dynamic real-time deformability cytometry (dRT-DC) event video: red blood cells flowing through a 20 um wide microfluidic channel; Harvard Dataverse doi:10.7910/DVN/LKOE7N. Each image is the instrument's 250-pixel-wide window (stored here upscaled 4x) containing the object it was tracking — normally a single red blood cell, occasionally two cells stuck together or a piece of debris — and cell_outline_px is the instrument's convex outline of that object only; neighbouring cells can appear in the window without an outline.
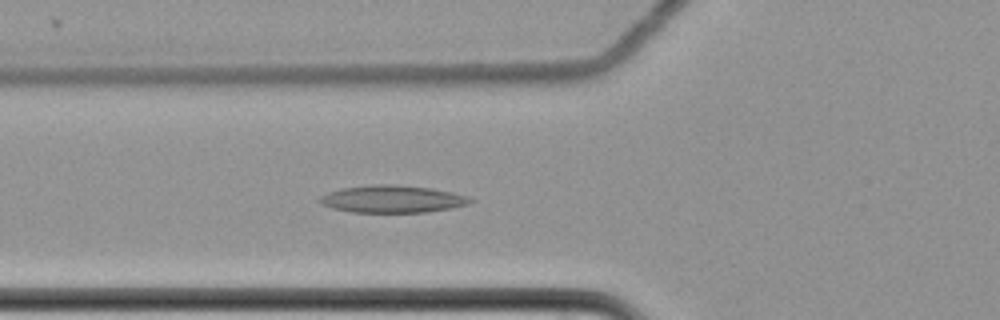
{"species": "common noctule bat (a hibernating species)", "species_latin": "Nyctalus noctula", "temperature_condition": "cold", "stored_images_in_passage": 6, "camera_frame_rate_fps": 3000, "um_per_image_px": 0.085, "animal": {"sex": "female", "body_mass_g": 22.7, "forearm_length_mm": 54.2}, "frame": {"image": 1, "passage_image": 6, "time_ms": 1.667, "image_size_px": [1000, 320], "cell_outline_px": [[476, 200], [468, 204], [448, 208], [424, 212], [352, 212], [332, 208], [320, 204], [320, 196], [328, 192], [340, 188], [376, 184], [388, 184], [432, 188], [452, 192], [468, 196]], "centroid_in_image_um": [33.34, 16.91], "position_along_channel_um": 92.5, "area_um2": 23.87}}